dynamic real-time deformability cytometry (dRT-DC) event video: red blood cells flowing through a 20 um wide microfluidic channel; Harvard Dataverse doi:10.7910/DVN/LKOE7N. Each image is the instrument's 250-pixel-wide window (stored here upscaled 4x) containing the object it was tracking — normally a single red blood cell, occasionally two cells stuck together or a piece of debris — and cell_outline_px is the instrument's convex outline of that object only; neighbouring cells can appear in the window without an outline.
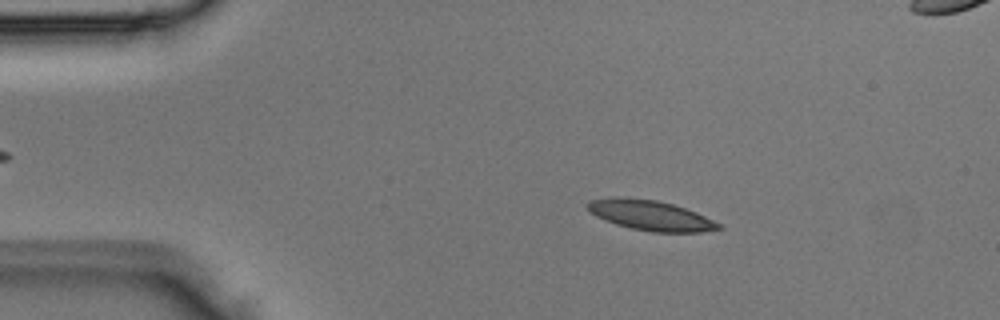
{"species": "Egyptian fruit bat (a non-hibernating species)", "species_latin": "Rousettus aegyptiacus", "temperature_condition": "room temperature", "stored_images_in_passage": 3, "camera_frame_rate_fps": 3000, "um_per_image_px": 0.085, "animal": {"sex": "male"}, "frame": {"image": 1, "passage_image": 1, "time_ms": 0.0, "image_size_px": [1000, 320], "cell_outline_px": [[724, 228], [700, 232], [652, 232], [632, 228], [616, 224], [596, 216], [588, 212], [584, 204], [588, 200], [656, 200], [672, 204], [696, 212], [724, 224]], "centroid_in_image_um": [55.39, 18.36], "position_along_channel_um": 29.6, "area_um2": 22.25}}